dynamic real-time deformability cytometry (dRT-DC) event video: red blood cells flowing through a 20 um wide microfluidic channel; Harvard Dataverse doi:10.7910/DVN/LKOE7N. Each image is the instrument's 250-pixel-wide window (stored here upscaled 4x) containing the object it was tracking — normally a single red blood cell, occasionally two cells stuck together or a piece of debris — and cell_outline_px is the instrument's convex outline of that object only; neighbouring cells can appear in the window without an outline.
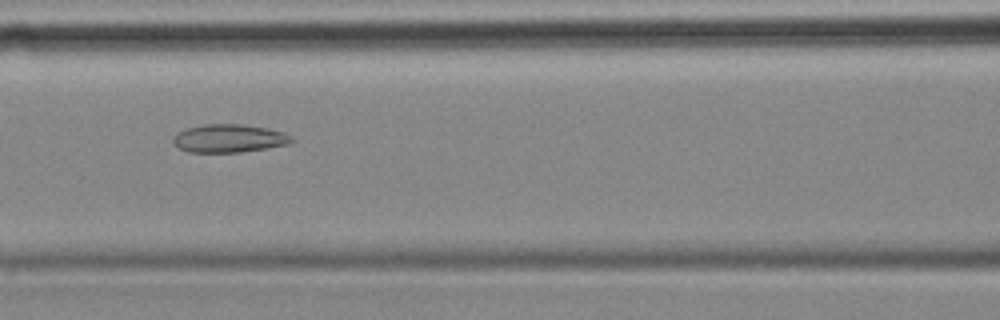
{"species": "common noctule bat (a hibernating species)", "species_latin": "Nyctalus noctula", "temperature_condition": "cold", "stored_images_in_passage": 55, "camera_frame_rate_fps": 3000, "um_per_image_px": 0.085, "animal": {"sex": "female", "body_mass_g": 18.4}, "frame": {"image": 1, "passage_image": 23, "time_ms": 7.333, "image_size_px": [1000, 320], "cell_outline_px": [[296, 140], [288, 144], [240, 152], [188, 152], [180, 148], [172, 140], [176, 132], [184, 128], [204, 124], [244, 124], [268, 128], [284, 132], [292, 136]], "centroid_in_image_um": [19.47, 11.74], "position_along_channel_um": 147.1, "area_um2": 19.54}}
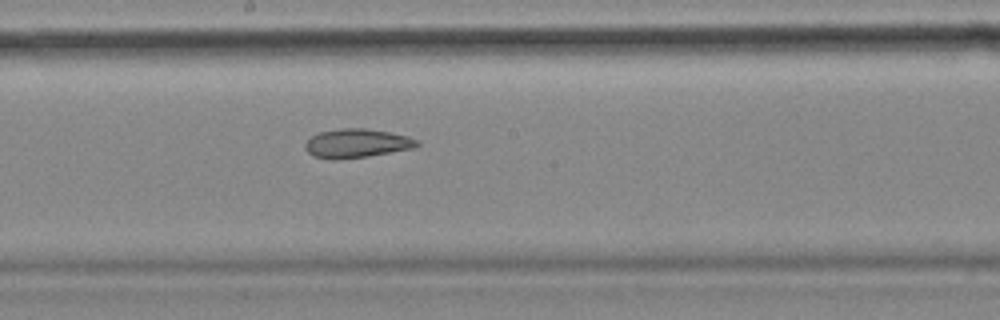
{"frame": {"image": 2, "passage_image": 29, "time_ms": 9.333, "image_size_px": [1000, 320], "cell_outline_px": [[420, 144], [416, 148], [368, 156], [336, 160], [332, 160], [312, 156], [304, 148], [304, 144], [312, 136], [320, 132], [340, 128], [364, 128], [388, 132], [408, 136], [416, 140]], "centroid_in_image_um": [30.31, 12.19], "position_along_channel_um": 217.9, "area_um2": 18.9}}
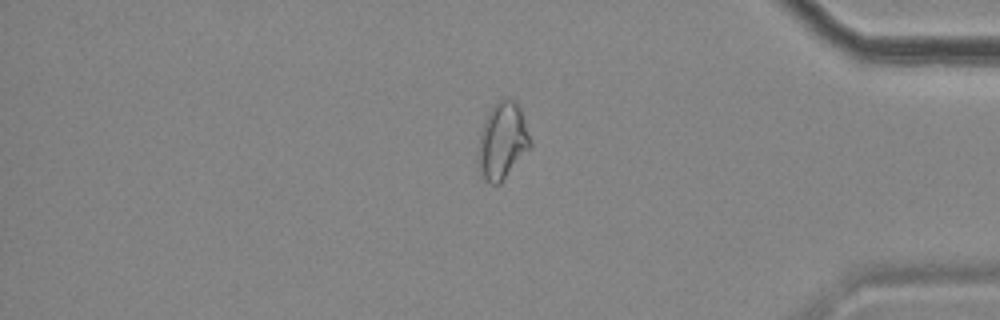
{"frame": {"image": 3, "passage_image": 46, "time_ms": 15.0, "image_size_px": [1000, 320], "cell_outline_px": [[532, 148], [500, 184], [492, 184], [484, 180], [476, 152], [484, 120], [492, 108], [500, 100], [508, 96], [516, 100], [520, 108], [532, 140]], "centroid_in_image_um": [42.74, 11.98], "position_along_channel_um": 392.5, "area_um2": 23.58}, "authors_computed_cell_mechanics": {"area_um2": 22.1952, "velocity_mm_per_s": 3.5542, "shape_relaxation_time_tau1_ms": null, "shape_relaxation_time_tau2_ms": 3.6733, "deformation_change_tau1": null, "deformation_change_tau2": 0.1075}}